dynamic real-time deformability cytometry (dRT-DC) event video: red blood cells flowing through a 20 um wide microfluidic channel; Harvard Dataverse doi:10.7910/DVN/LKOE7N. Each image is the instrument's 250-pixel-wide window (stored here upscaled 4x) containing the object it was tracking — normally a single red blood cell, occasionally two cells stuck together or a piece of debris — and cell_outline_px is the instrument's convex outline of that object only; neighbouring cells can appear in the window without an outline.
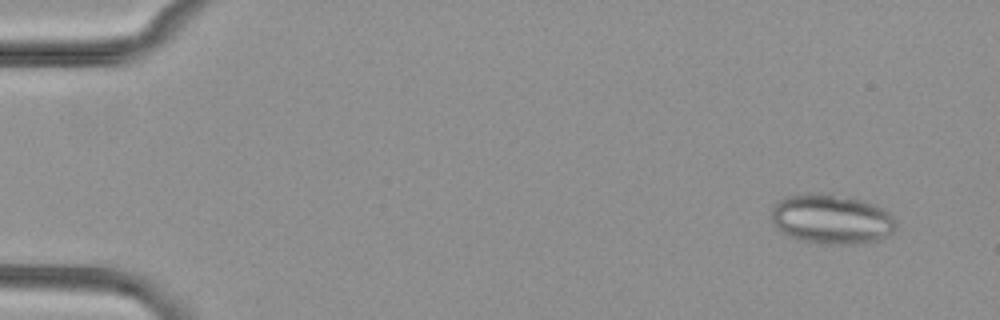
{"species": "common noctule bat (a hibernating species)", "species_latin": "Nyctalus noctula", "temperature_condition": "cold", "stored_images_in_passage": 7, "camera_frame_rate_fps": 3000, "um_per_image_px": 0.085, "animal": {"sex": "female", "body_mass_g": 29.2, "forearm_length_mm": 56.3}, "frame": {"image": 1, "passage_image": 1, "time_ms": 0.0, "image_size_px": [1000, 320], "cell_outline_px": [[896, 228], [888, 236], [880, 240], [848, 244], [820, 244], [796, 240], [788, 236], [776, 228], [772, 224], [772, 204], [784, 196], [808, 192], [832, 192], [864, 200], [888, 212], [896, 220]], "centroid_in_image_um": [70.63, 18.6], "position_along_channel_um": 14.4, "area_um2": 37.05}}
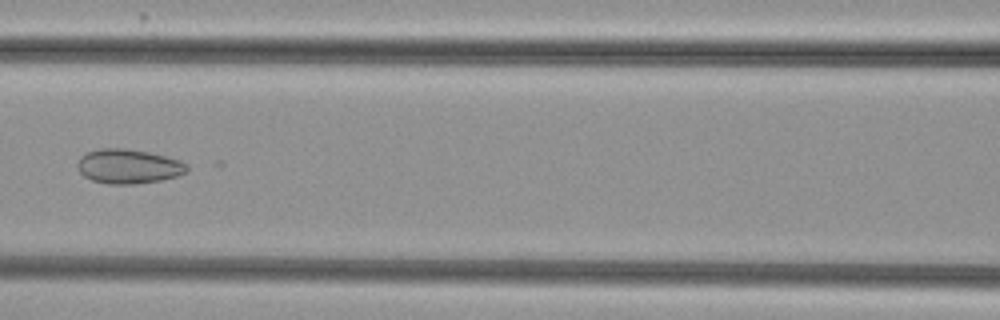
{"frame": {"image": 2, "passage_image": 7, "time_ms": 7.0, "image_size_px": [1000, 320], "cell_outline_px": [[188, 172], [180, 176], [160, 180], [136, 184], [108, 184], [92, 180], [84, 176], [76, 168], [76, 164], [80, 156], [84, 152], [100, 148], [124, 148], [148, 152], [180, 160], [188, 164]], "centroid_in_image_um": [10.9, 14.14], "position_along_channel_um": 155.7, "area_um2": 22.31}}